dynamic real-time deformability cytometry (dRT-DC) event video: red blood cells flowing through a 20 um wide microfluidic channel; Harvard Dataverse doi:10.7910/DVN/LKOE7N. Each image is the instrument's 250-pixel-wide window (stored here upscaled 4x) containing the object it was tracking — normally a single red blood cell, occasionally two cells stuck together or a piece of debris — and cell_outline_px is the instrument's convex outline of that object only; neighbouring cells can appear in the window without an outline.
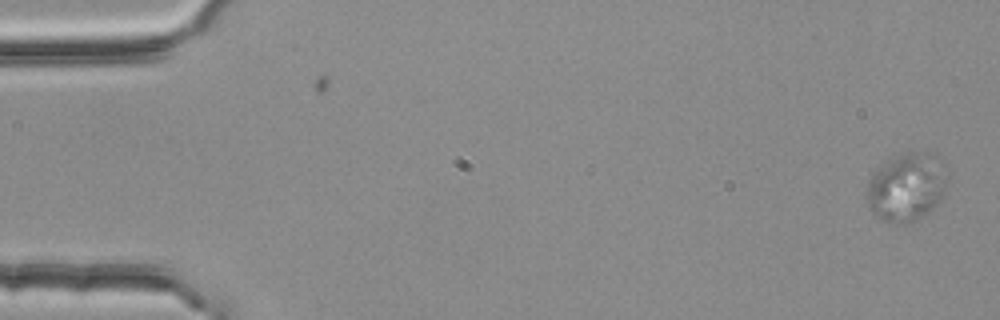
{"species": "common noctule bat (a hibernating species)", "species_latin": "Nyctalus noctula", "temperature_condition": "room temperature", "stored_images_in_passage": 2, "camera_frame_rate_fps": 3000, "um_per_image_px": 0.085, "animal": {"sex": "female", "body_mass_g": 25.1}, "frame": {"image": 1, "passage_image": 2, "time_ms": 0.333, "image_size_px": [1000, 320], "cell_outline_px": [[944, 192], [940, 200], [924, 216], [912, 220], [896, 224], [888, 224], [876, 216], [868, 204], [868, 180], [872, 172], [892, 152], [908, 148], [928, 152], [936, 156], [944, 184]], "centroid_in_image_um": [76.95, 15.83], "position_along_channel_um": 8.1, "area_um2": 32.19}}